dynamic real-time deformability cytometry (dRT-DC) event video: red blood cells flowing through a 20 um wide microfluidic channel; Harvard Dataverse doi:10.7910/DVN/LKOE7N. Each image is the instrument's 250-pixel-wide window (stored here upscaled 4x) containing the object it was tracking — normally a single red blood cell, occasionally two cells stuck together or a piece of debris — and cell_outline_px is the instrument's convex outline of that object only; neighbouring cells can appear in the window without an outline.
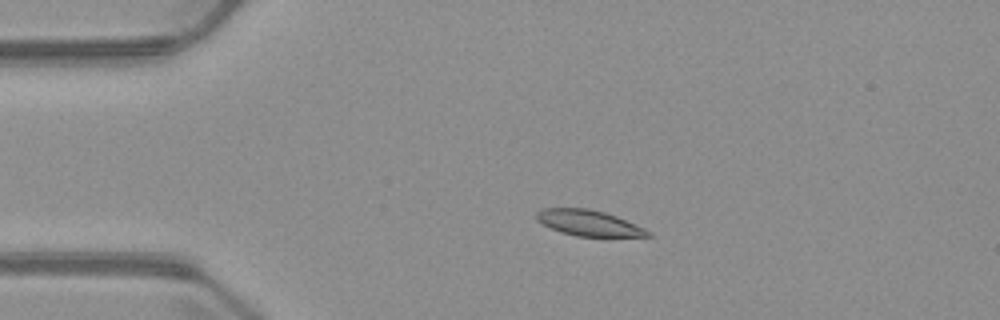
{"species": "common noctule bat (a hibernating species)", "species_latin": "Nyctalus noctula", "temperature_condition": "warm", "stored_images_in_passage": 5, "camera_frame_rate_fps": 3000, "um_per_image_px": 0.085, "animal": {"sex": "male", "body_mass_g": 23.1, "forearm_length_mm": 52.7}, "frame": {"image": 1, "passage_image": 4, "time_ms": 3.667, "image_size_px": [1000, 320], "cell_outline_px": [[652, 236], [576, 236], [560, 232], [536, 220], [536, 212], [540, 208], [588, 208], [604, 212], [616, 216], [636, 224], [652, 232]], "centroid_in_image_um": [50.03, 18.94], "position_along_channel_um": 35.0, "area_um2": 16.65}}